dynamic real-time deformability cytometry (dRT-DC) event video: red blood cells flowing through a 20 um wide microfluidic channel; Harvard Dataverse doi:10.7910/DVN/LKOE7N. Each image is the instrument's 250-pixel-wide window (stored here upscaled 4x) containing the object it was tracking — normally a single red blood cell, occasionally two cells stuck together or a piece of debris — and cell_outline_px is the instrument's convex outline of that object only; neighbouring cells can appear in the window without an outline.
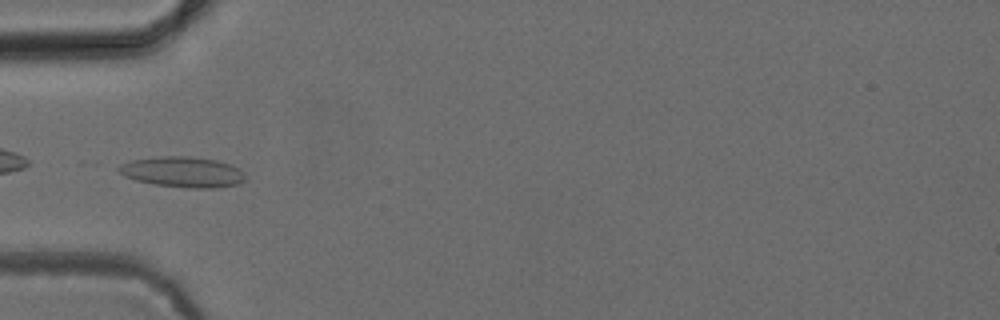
{"species": "common noctule bat (a hibernating species)", "species_latin": "Nyctalus noctula", "temperature_condition": "cold", "stored_images_in_passage": 4, "camera_frame_rate_fps": 3000, "um_per_image_px": 0.085, "animal": {"sex": "female", "body_mass_g": 24.6, "forearm_length_mm": 56.2}, "frame": {"image": 1, "passage_image": 4, "time_ms": 4.333, "image_size_px": [1000, 320], "cell_outline_px": [[244, 180], [236, 184], [216, 188], [188, 188], [156, 184], [136, 180], [124, 176], [116, 172], [116, 168], [120, 164], [128, 160], [156, 156], [188, 156], [216, 160], [240, 168], [244, 172]], "centroid_in_image_um": [15.46, 14.6], "position_along_channel_um": 69.5, "area_um2": 22.72}}